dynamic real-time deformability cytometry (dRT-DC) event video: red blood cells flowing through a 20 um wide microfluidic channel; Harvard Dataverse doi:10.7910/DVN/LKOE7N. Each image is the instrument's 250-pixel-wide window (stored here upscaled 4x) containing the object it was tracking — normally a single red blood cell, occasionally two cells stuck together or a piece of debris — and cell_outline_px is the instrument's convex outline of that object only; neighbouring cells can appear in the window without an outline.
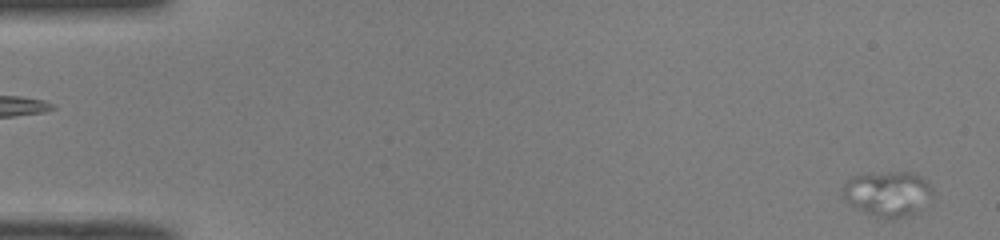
{"species": "common noctule bat (a hibernating species)", "species_latin": "Nyctalus noctula", "temperature_condition": "room temperature", "stored_images_in_passage": 52, "segment_of_instrument_passage": [1, 2], "camera_frame_rate_fps": 3000, "um_per_image_px": 0.085, "animal": {"sex": "male", "body_mass_g": 19.0, "forearm_length_mm": 50.8}, "frame": {"image": 1, "passage_image": 2, "time_ms": 0.333, "image_size_px": [1000, 240], "cell_outline_px": [[936, 196], [932, 200], [908, 216], [892, 220], [888, 220], [876, 216], [852, 204], [840, 196], [840, 192], [844, 184], [852, 176], [872, 172], [912, 172], [920, 176], [932, 188]], "centroid_in_image_um": [75.48, 16.45], "position_along_channel_um": 9.5, "area_um2": 23.93}}
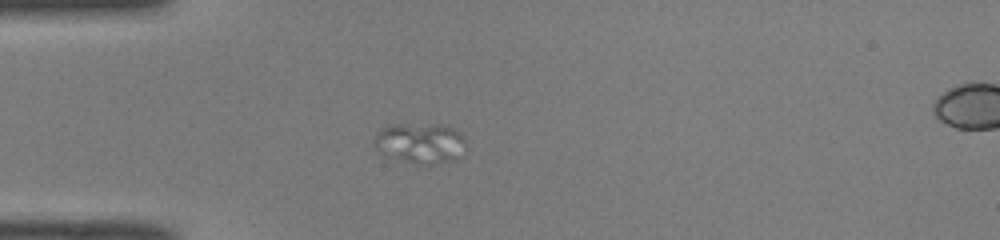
{"frame": {"image": 2, "passage_image": 15, "time_ms": 4.667, "image_size_px": [1000, 240], "cell_outline_px": [[468, 148], [452, 160], [432, 164], [420, 164], [396, 156], [376, 144], [376, 132], [380, 128], [388, 124], [404, 124], [452, 128], [460, 132]], "centroid_in_image_um": [35.81, 12.13], "position_along_channel_um": 49.2, "area_um2": 20.17}}
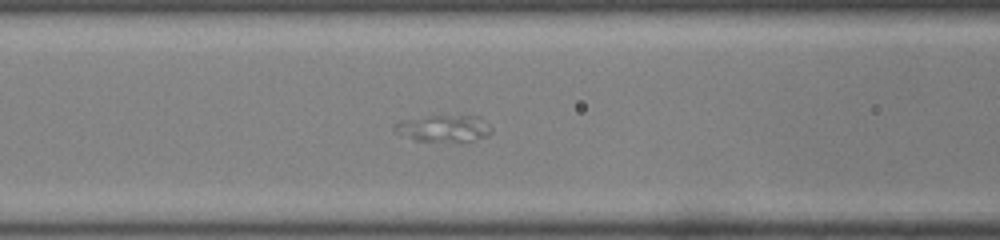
{"frame": {"image": 3, "passage_image": 22, "time_ms": 7.0, "image_size_px": [1000, 240], "cell_outline_px": [[492, 132], [488, 136], [472, 140], [416, 140], [392, 132], [392, 128], [400, 120], [436, 116], [480, 116], [492, 128]], "centroid_in_image_um": [37.71, 10.9], "position_along_channel_um": 128.9, "area_um2": 14.74}}